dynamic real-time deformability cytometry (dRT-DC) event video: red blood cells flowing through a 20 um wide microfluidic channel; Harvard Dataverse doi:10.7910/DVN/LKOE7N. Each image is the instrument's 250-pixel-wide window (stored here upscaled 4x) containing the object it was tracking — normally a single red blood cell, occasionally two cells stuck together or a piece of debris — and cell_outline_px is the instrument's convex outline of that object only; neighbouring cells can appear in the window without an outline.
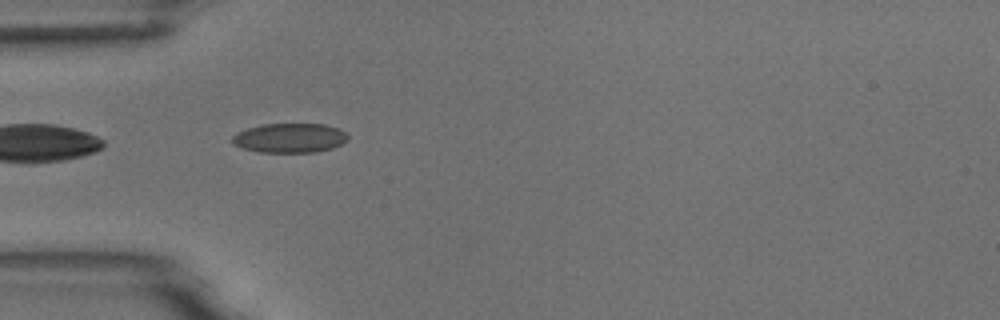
{"species": "common noctule bat (a hibernating species)", "species_latin": "Nyctalus noctula", "temperature_condition": "room temperature", "stored_images_in_passage": 5, "camera_frame_rate_fps": 3000, "um_per_image_px": 0.085, "animal": {"sex": "male", "body_mass_g": 18.8}, "frame": {"image": 1, "passage_image": 4, "time_ms": 3.667, "image_size_px": [1000, 320], "cell_outline_px": [[348, 140], [332, 148], [316, 152], [260, 152], [244, 148], [232, 144], [232, 136], [236, 132], [260, 124], [324, 124], [336, 128], [344, 132], [348, 136]], "centroid_in_image_um": [24.6, 11.72], "position_along_channel_um": 60.4, "area_um2": 19.77}}